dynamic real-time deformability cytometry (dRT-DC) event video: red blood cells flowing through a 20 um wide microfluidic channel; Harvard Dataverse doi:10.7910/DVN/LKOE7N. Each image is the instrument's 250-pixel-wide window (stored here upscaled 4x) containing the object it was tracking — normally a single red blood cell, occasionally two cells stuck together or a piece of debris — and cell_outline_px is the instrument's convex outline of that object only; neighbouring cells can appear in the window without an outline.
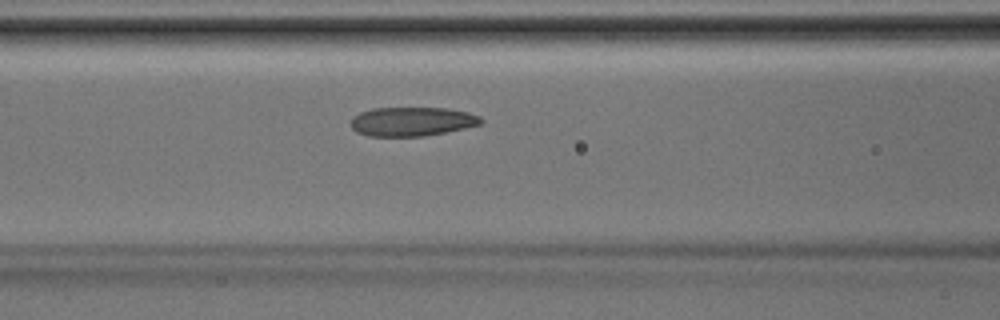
{"species": "Egyptian fruit bat (a non-hibernating species)", "species_latin": "Rousettus aegyptiacus", "temperature_condition": "room temperature", "stored_images_in_passage": 31, "camera_frame_rate_fps": 3000, "um_per_image_px": 0.085, "animal": {"sex": "male"}, "frame": {"image": 1, "passage_image": 14, "time_ms": 4.333, "image_size_px": [1000, 320], "cell_outline_px": [[484, 120], [480, 124], [464, 128], [424, 136], [368, 136], [356, 132], [352, 128], [352, 116], [360, 112], [372, 108], [448, 108], [468, 112], [480, 116]], "centroid_in_image_um": [35.01, 10.32], "position_along_channel_um": 131.6, "area_um2": 22.02}}
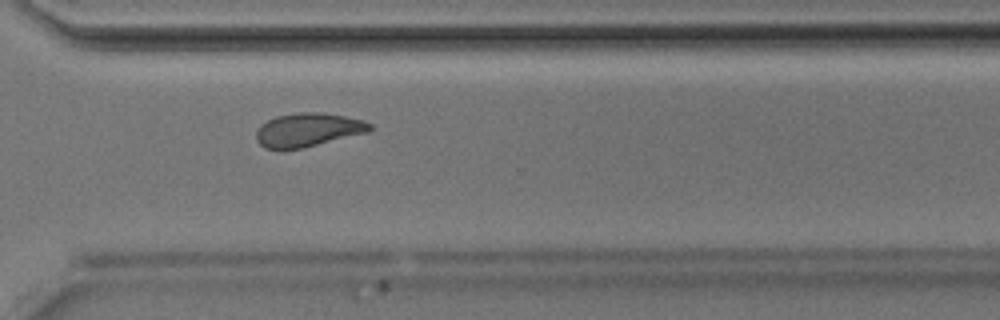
{"frame": {"image": 2, "passage_image": 27, "time_ms": 8.667, "image_size_px": [1000, 320], "cell_outline_px": [[372, 128], [368, 132], [304, 148], [264, 148], [256, 140], [256, 128], [260, 124], [276, 116], [300, 112], [320, 112], [344, 116], [364, 120], [372, 124]], "centroid_in_image_um": [26.17, 11.03], "position_along_channel_um": 344.4, "area_um2": 22.25}}